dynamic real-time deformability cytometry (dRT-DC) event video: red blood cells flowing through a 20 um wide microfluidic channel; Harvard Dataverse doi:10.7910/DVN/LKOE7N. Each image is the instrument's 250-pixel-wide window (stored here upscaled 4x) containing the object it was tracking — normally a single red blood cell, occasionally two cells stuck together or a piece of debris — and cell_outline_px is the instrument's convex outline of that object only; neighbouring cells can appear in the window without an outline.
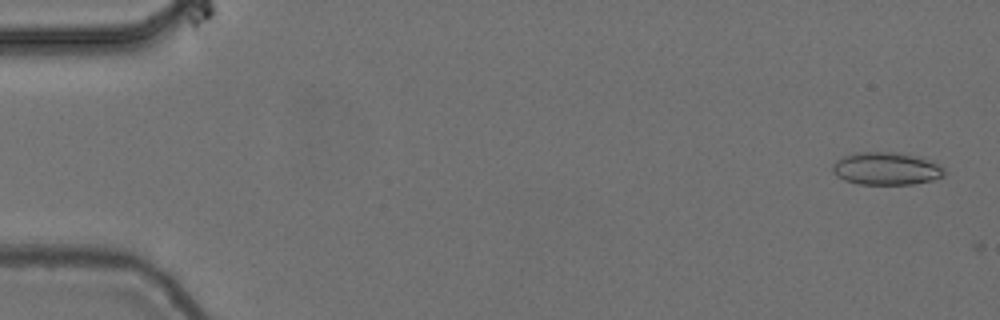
{"species": "common noctule bat (a hibernating species)", "species_latin": "Nyctalus noctula", "temperature_condition": "cold", "stored_images_in_passage": 3, "camera_frame_rate_fps": 3000, "um_per_image_px": 0.085, "animal": {"sex": "female", "body_mass_g": 24.6, "forearm_length_mm": 56.2}, "frame": {"image": 1, "passage_image": 2, "time_ms": 0.333, "image_size_px": [1000, 320], "cell_outline_px": [[944, 176], [932, 180], [912, 184], [860, 184], [844, 180], [836, 176], [832, 172], [832, 164], [836, 160], [844, 156], [856, 152], [896, 152], [920, 156], [944, 168]], "centroid_in_image_um": [75.3, 14.33], "position_along_channel_um": 9.7, "area_um2": 21.33}}